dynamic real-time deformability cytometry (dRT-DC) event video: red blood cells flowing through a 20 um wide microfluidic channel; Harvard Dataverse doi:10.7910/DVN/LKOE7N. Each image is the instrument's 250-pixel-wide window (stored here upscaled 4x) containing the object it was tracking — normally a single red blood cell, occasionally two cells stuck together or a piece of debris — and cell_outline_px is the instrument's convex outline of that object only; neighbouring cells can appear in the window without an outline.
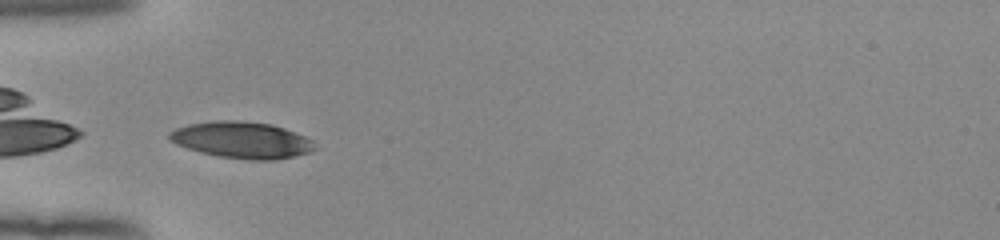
{"species": "human", "species_latin": "Homo sapiens", "temperature_condition": "room temperature", "stored_images_in_passage": 36, "camera_frame_rate_fps": 3000, "um_per_image_px": 0.085, "donor": {"sex": "female"}, "frame": {"image": 1, "passage_image": 1, "time_ms": 0.0, "image_size_px": [1000, 240], "cell_outline_px": [[316, 148], [308, 152], [292, 156], [272, 160], [252, 160], [220, 156], [200, 152], [176, 144], [168, 136], [168, 132], [176, 128], [188, 124], [212, 120], [240, 120], [272, 124], [284, 128], [304, 136], [312, 140]], "centroid_in_image_um": [20.53, 11.88], "position_along_channel_um": 64.5, "area_um2": 30.75}}
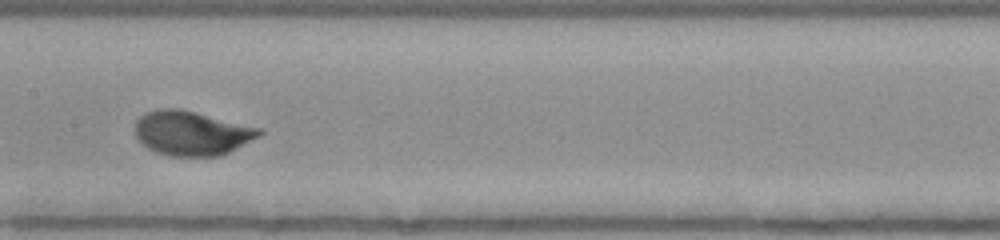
{"frame": {"image": 2, "passage_image": 11, "time_ms": 3.333, "image_size_px": [1000, 240], "cell_outline_px": [[264, 132], [260, 136], [220, 156], [168, 156], [156, 152], [148, 148], [136, 136], [136, 120], [140, 116], [156, 108], [180, 108], [264, 128]], "centroid_in_image_um": [16.33, 11.3], "position_along_channel_um": 191.1, "area_um2": 32.31}}
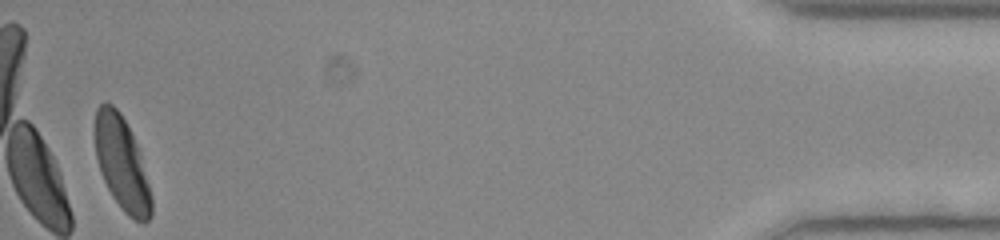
{"frame": {"image": 3, "passage_image": 35, "time_ms": 11.333, "image_size_px": [1000, 240], "cell_outline_px": [[152, 216], [144, 224], [128, 216], [124, 212], [112, 196], [100, 172], [96, 156], [92, 132], [92, 124], [96, 108], [104, 100], [112, 104], [120, 112], [136, 144], [140, 156], [152, 196]], "centroid_in_image_um": [10.3, 13.86], "position_along_channel_um": 424.9, "area_um2": 30.98}, "authors_computed_cell_mechanics": {"area_um2": 31.1542, "velocity_mm_per_s": 3.8892, "shape_relaxation_time_tau1_ms": 1.7792, "shape_relaxation_time_tau2_ms": null, "deformation_change_tau1": 0.1193, "deformation_change_tau2": null}}